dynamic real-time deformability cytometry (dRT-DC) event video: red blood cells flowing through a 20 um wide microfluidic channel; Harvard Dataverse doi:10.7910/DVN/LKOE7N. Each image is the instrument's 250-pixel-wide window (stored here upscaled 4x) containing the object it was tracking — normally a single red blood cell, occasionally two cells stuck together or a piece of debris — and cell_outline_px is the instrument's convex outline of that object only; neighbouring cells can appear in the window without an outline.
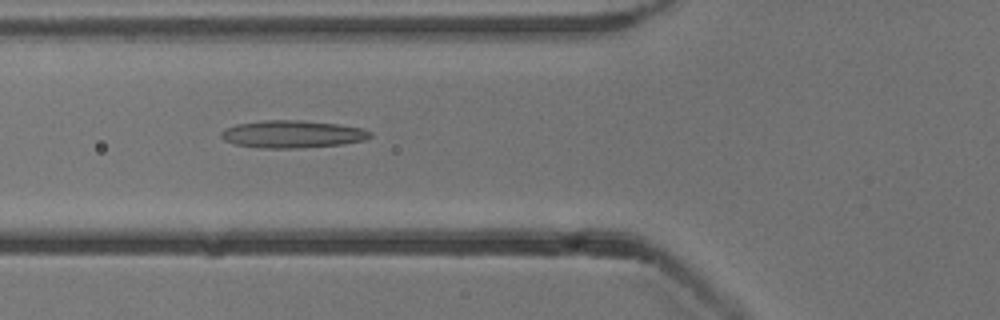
{"species": "common noctule bat (a hibernating species)", "species_latin": "Nyctalus noctula", "temperature_condition": "cold", "stored_images_in_passage": 52, "camera_frame_rate_fps": 3000, "um_per_image_px": 0.085, "animal": {"sex": "male", "body_mass_g": 13.3}, "frame": {"image": 1, "passage_image": 19, "time_ms": 6.0, "image_size_px": [1000, 320], "cell_outline_px": [[372, 136], [364, 140], [344, 144], [300, 148], [260, 148], [236, 144], [224, 140], [220, 136], [220, 132], [236, 124], [268, 120], [300, 120], [340, 124], [364, 128], [372, 132]], "centroid_in_image_um": [24.9, 11.4], "position_along_channel_um": 100.9, "area_um2": 23.93}}
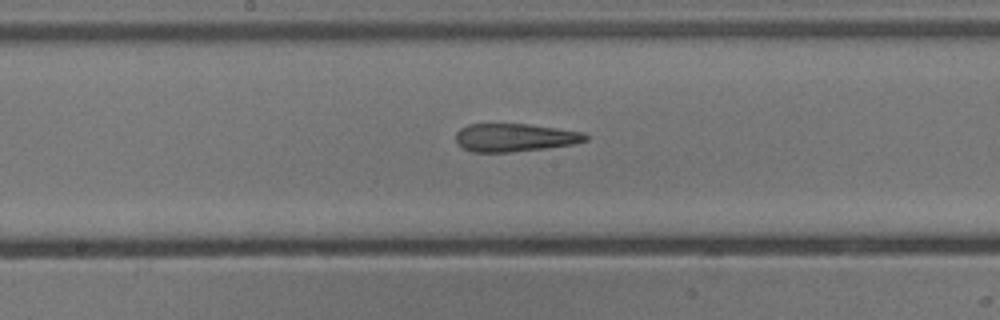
{"frame": {"image": 2, "passage_image": 27, "time_ms": 8.667, "image_size_px": [1000, 320], "cell_outline_px": [[588, 140], [572, 144], [544, 148], [508, 152], [472, 152], [456, 144], [456, 132], [460, 128], [468, 124], [528, 124], [584, 132], [588, 136]], "centroid_in_image_um": [43.72, 11.69], "position_along_channel_um": 204.5, "area_um2": 21.15}}
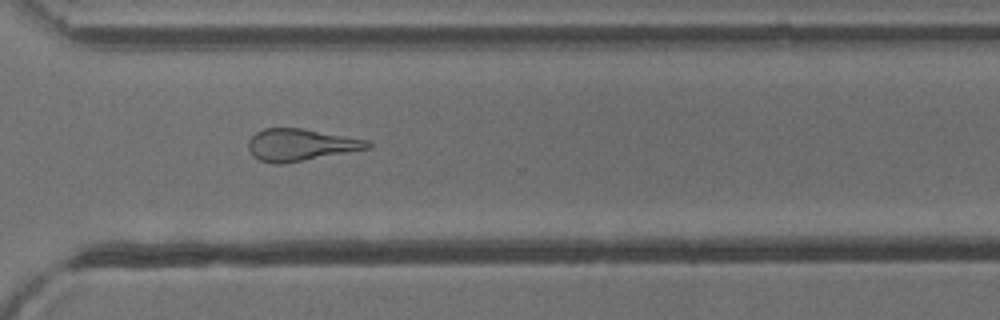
{"frame": {"image": 3, "passage_image": 38, "time_ms": 12.333, "image_size_px": [1000, 320], "cell_outline_px": [[372, 148], [284, 164], [272, 164], [260, 160], [252, 156], [248, 148], [248, 140], [256, 132], [264, 128], [300, 128], [368, 140], [372, 144]], "centroid_in_image_um": [25.54, 12.32], "position_along_channel_um": 345.1, "area_um2": 22.37}, "authors_computed_cell_mechanics": {"area_um2": 22.831, "velocity_mm_per_s": 3.8607, "shape_relaxation_time_tau1_ms": null, "shape_relaxation_time_tau2_ms": 4.0453, "deformation_change_tau1": null, "deformation_change_tau2": 0.1729}}